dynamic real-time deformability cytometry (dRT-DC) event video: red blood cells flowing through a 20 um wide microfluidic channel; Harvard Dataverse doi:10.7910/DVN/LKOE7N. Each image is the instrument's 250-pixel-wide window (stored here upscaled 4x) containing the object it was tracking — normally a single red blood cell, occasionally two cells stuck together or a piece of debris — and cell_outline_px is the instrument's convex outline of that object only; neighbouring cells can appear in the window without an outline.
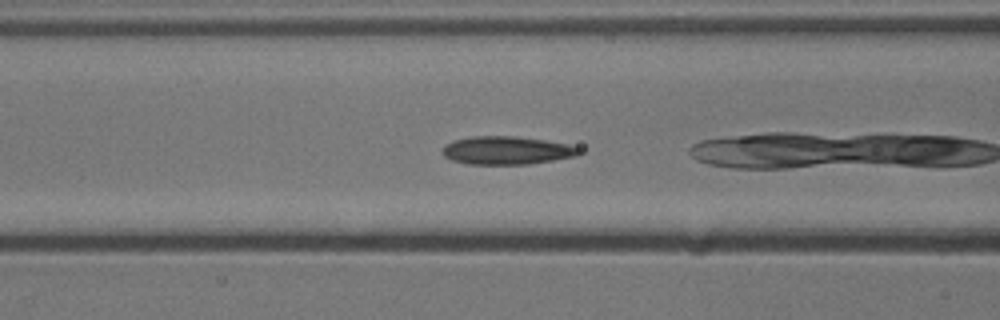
{"species": "common noctule bat (a hibernating species)", "species_latin": "Nyctalus noctula", "temperature_condition": "cold", "stored_images_in_passage": 51, "camera_frame_rate_fps": 3000, "um_per_image_px": 0.085, "animal": {"sex": "male", "body_mass_g": 13.3}, "frame": {"image": 1, "passage_image": 18, "time_ms": 5.667, "image_size_px": [1000, 320], "cell_outline_px": [[584, 152], [576, 156], [528, 164], [468, 164], [452, 160], [444, 156], [444, 148], [448, 144], [456, 140], [472, 136], [516, 136], [544, 140], [568, 144], [584, 148]], "centroid_in_image_um": [43.16, 12.78], "position_along_channel_um": 123.4, "area_um2": 22.31}}
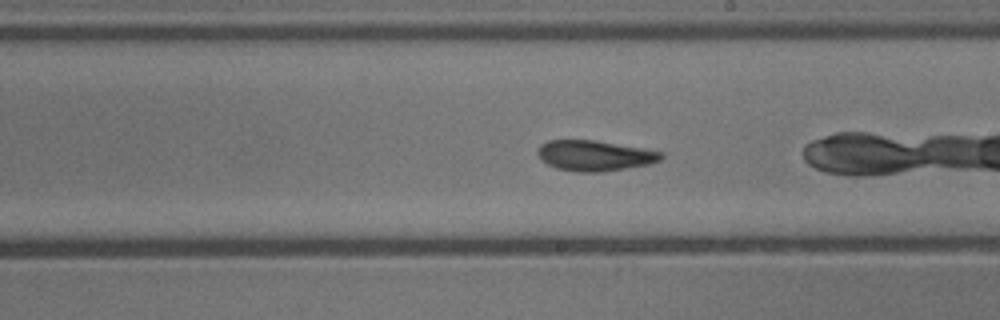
{"frame": {"image": 2, "passage_image": 27, "time_ms": 8.667, "image_size_px": [1000, 320], "cell_outline_px": [[664, 156], [660, 160], [648, 164], [600, 172], [576, 172], [556, 168], [540, 160], [536, 152], [540, 144], [548, 140], [596, 140], [664, 152]], "centroid_in_image_um": [50.5, 13.22], "position_along_channel_um": 238.5, "area_um2": 21.96}}
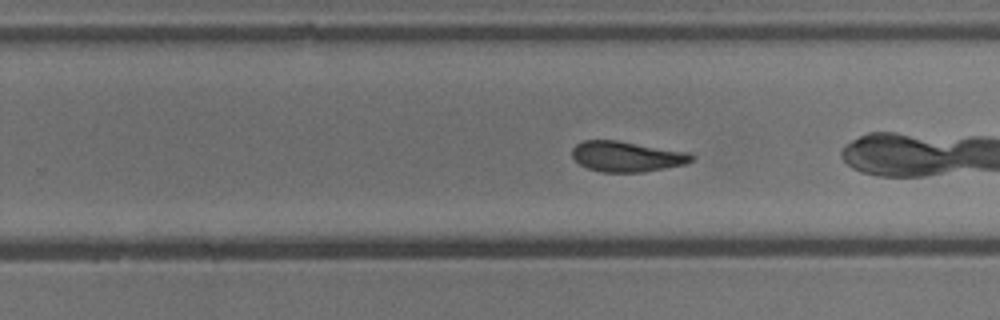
{"frame": {"image": 3, "passage_image": 30, "time_ms": 9.667, "image_size_px": [1000, 320], "cell_outline_px": [[696, 156], [692, 160], [684, 164], [644, 172], [600, 172], [588, 168], [580, 164], [572, 156], [572, 148], [576, 144], [584, 140], [616, 140], [688, 152]], "centroid_in_image_um": [53.26, 13.3], "position_along_channel_um": 276.5, "area_um2": 21.1}, "authors_computed_cell_mechanics": {"area_um2": 22.3108, "velocity_mm_per_s": 3.8218, "shape_relaxation_time_tau1_ms": 4.8693, "shape_relaxation_time_tau2_ms": 2.4529, "deformation_change_tau1": 0.1114, "deformation_change_tau2": 0.07}}